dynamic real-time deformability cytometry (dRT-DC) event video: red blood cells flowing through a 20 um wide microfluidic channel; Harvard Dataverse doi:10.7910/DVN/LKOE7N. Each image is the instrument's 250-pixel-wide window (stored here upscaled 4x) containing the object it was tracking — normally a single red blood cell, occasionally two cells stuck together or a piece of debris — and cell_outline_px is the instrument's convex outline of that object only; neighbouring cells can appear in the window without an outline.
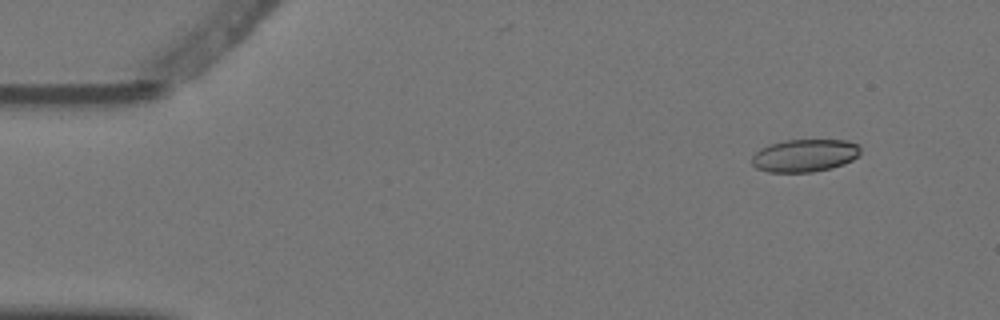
{"species": "Egyptian fruit bat (a non-hibernating species)", "species_latin": "Rousettus aegyptiacus", "temperature_condition": "warm", "stored_images_in_passage": 4, "camera_frame_rate_fps": 3000, "um_per_image_px": 0.085, "animal": {"sex": "female"}, "frame": {"image": 1, "passage_image": 1, "time_ms": 0.0, "image_size_px": [1000, 320], "cell_outline_px": [[860, 156], [844, 164], [832, 168], [812, 172], [768, 172], [756, 168], [752, 164], [752, 156], [760, 148], [768, 144], [784, 140], [848, 140], [860, 144]], "centroid_in_image_um": [68.42, 13.21], "position_along_channel_um": 16.6, "area_um2": 20.98}}